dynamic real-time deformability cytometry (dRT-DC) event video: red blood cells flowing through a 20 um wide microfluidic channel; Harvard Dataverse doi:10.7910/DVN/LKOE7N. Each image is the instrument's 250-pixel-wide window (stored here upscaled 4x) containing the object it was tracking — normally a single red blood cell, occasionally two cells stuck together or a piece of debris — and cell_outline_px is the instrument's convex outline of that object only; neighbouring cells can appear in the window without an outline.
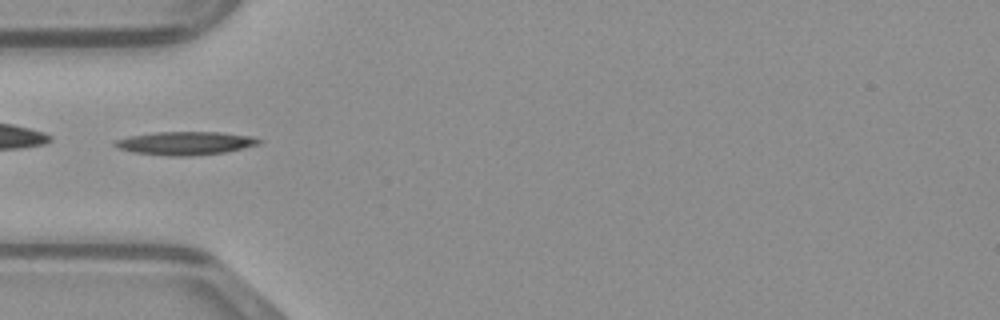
{"species": "common noctule bat (a hibernating species)", "species_latin": "Nyctalus noctula", "temperature_condition": "warm", "stored_images_in_passage": 16, "camera_frame_rate_fps": 3000, "um_per_image_px": 0.085, "animal": {"sex": "male", "body_mass_g": 23.1, "forearm_length_mm": 52.7}, "frame": {"image": 1, "passage_image": 1, "time_ms": 0.0, "image_size_px": [1000, 320], "cell_outline_px": [[264, 140], [260, 144], [224, 152], [192, 156], [168, 156], [136, 152], [120, 148], [112, 144], [116, 140], [128, 136], [156, 132], [220, 132], [252, 136]], "centroid_in_image_um": [15.8, 12.16], "position_along_channel_um": 69.2, "area_um2": 19.48}}